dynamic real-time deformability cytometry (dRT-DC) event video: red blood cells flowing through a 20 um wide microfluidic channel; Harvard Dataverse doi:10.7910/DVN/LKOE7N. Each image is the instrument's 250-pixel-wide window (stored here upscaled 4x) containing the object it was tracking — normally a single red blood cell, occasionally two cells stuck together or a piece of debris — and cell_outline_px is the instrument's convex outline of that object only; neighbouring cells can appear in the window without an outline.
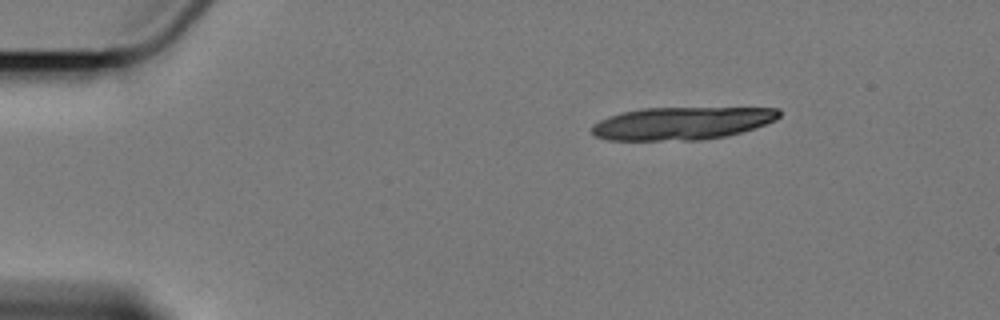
{"species": "Egyptian fruit bat (a non-hibernating species)", "species_latin": "Rousettus aegyptiacus", "temperature_condition": "cold", "stored_images_in_passage": 4, "camera_frame_rate_fps": 3000, "um_per_image_px": 0.085, "animal": {"sex": "female"}, "frame": {"image": 1, "passage_image": 1, "time_ms": 0.0, "image_size_px": [1000, 320], "cell_outline_px": [[780, 116], [776, 120], [740, 132], [724, 136], [700, 140], [608, 140], [592, 136], [592, 124], [608, 116], [624, 112], [644, 108], [780, 108]], "centroid_in_image_um": [57.91, 10.48], "position_along_channel_um": 27.1, "area_um2": 35.55}}